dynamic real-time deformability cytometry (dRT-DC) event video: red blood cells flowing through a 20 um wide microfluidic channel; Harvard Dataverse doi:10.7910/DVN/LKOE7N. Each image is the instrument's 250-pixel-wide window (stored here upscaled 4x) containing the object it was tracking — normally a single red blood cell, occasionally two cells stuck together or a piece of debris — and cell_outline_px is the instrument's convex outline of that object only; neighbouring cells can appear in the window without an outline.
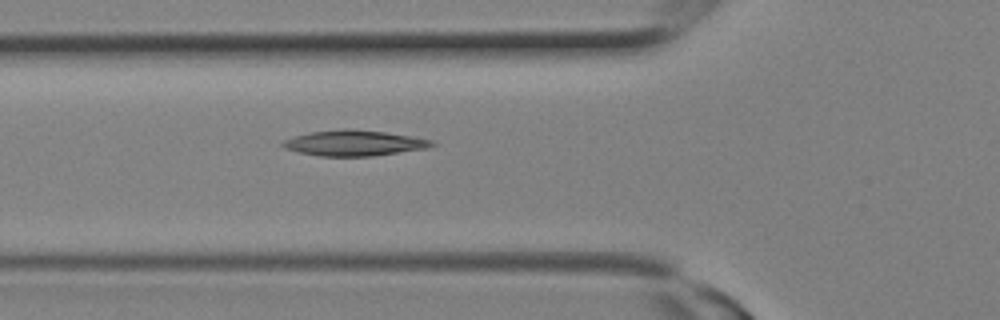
{"species": "Egyptian fruit bat (a non-hibernating species)", "species_latin": "Rousettus aegyptiacus", "temperature_condition": "room temperature", "stored_images_in_passage": 2, "camera_frame_rate_fps": 3000, "um_per_image_px": 0.085, "animal": {"sex": "female"}, "frame": {"image": 1, "passage_image": 2, "time_ms": 0.333, "image_size_px": [1000, 320], "cell_outline_px": [[436, 144], [428, 148], [372, 156], [320, 156], [300, 152], [284, 148], [280, 144], [284, 140], [292, 136], [308, 132], [344, 128], [352, 128], [384, 132], [432, 140]], "centroid_in_image_um": [30.05, 12.15], "position_along_channel_um": 95.7, "area_um2": 22.25}}